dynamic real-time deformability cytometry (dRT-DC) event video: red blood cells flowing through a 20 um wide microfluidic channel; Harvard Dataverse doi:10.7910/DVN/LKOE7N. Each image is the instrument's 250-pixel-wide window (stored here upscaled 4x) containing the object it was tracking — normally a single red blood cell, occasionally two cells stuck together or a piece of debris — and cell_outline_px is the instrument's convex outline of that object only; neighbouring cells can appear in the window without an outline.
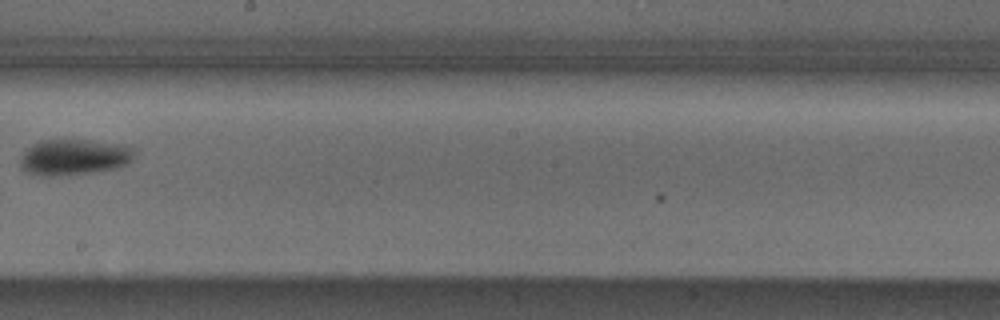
{"species": "Egyptian fruit bat (a non-hibernating species)", "species_latin": "Rousettus aegyptiacus", "temperature_condition": "cold", "stored_images_in_passage": 10, "camera_frame_rate_fps": 3000, "um_per_image_px": 0.085, "animal": {"sex": "male"}, "frame": {"image": 1, "passage_image": 9, "time_ms": 10.333, "image_size_px": [1000, 320], "cell_outline_px": [[136, 148], [132, 160], [116, 168], [88, 172], [52, 176], [40, 176], [28, 172], [20, 164], [20, 160], [24, 152], [32, 144], [40, 140], [88, 140], [132, 144]], "centroid_in_image_um": [6.35, 13.32], "position_along_channel_um": 241.8, "area_um2": 23.93}}
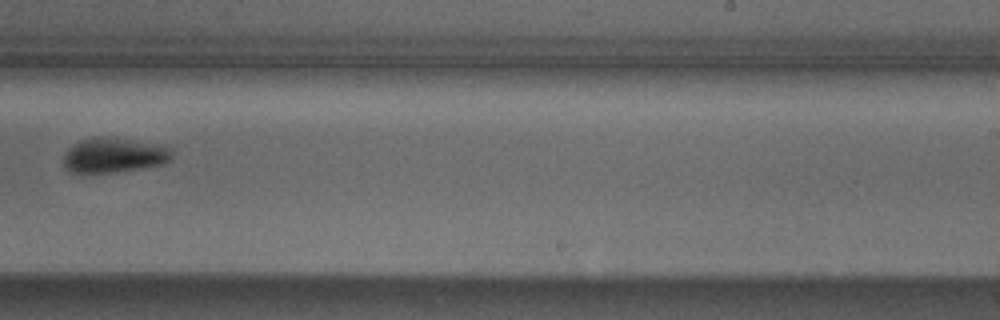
{"frame": {"image": 2, "passage_image": 10, "time_ms": 11.333, "image_size_px": [1000, 320], "cell_outline_px": [[172, 156], [164, 164], [116, 172], [72, 172], [64, 164], [64, 156], [68, 148], [72, 144], [80, 140], [92, 136], [112, 136], [160, 144], [172, 148]], "centroid_in_image_um": [9.71, 13.15], "position_along_channel_um": 279.3, "area_um2": 22.25}}